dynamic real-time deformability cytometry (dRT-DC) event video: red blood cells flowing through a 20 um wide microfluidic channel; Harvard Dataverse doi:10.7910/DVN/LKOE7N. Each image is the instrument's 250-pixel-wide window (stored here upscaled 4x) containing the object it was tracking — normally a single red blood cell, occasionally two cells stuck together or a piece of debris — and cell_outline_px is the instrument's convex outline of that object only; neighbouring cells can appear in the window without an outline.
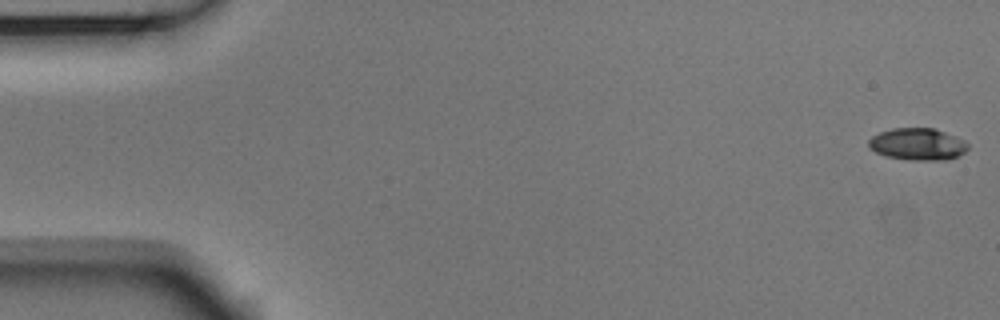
{"species": "Egyptian fruit bat (a non-hibernating species)", "species_latin": "Rousettus aegyptiacus", "temperature_condition": "room temperature", "stored_images_in_passage": 22, "camera_frame_rate_fps": 3000, "um_per_image_px": 0.085, "animal": {"sex": "male"}, "frame": {"image": 1, "passage_image": 1, "time_ms": 0.0, "image_size_px": [1000, 320], "cell_outline_px": [[968, 148], [964, 152], [956, 156], [944, 160], [912, 160], [884, 156], [868, 148], [868, 140], [872, 136], [880, 132], [892, 128], [936, 128], [964, 140], [968, 144]], "centroid_in_image_um": [77.97, 12.25], "position_along_channel_um": 7.0, "area_um2": 18.55}}
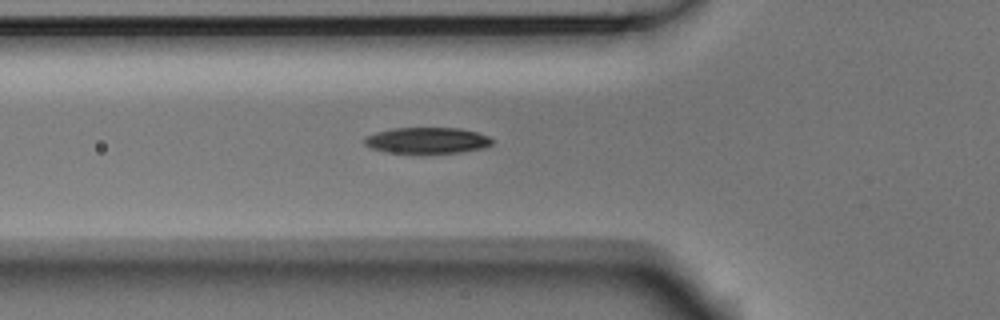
{"frame": {"image": 2, "passage_image": 19, "time_ms": 6.0, "image_size_px": [1000, 320], "cell_outline_px": [[492, 144], [484, 148], [460, 152], [416, 156], [388, 152], [372, 148], [364, 144], [364, 136], [376, 132], [392, 128], [460, 128], [476, 132], [488, 136], [492, 140]], "centroid_in_image_um": [36.27, 11.97], "position_along_channel_um": 89.5, "area_um2": 20.17}}
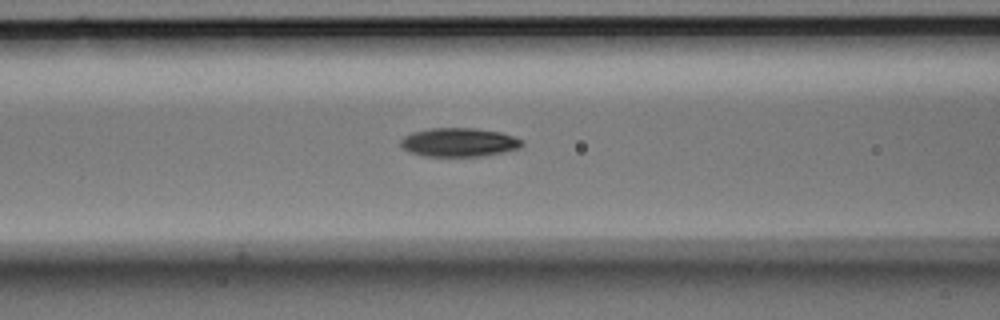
{"frame": {"image": 3, "passage_image": 22, "time_ms": 7.0, "image_size_px": [1000, 320], "cell_outline_px": [[524, 144], [520, 148], [504, 152], [484, 156], [424, 156], [408, 152], [400, 144], [400, 140], [404, 136], [412, 132], [432, 128], [476, 128], [500, 132], [524, 140]], "centroid_in_image_um": [39.03, 12.1], "position_along_channel_um": 127.6, "area_um2": 20.46}}